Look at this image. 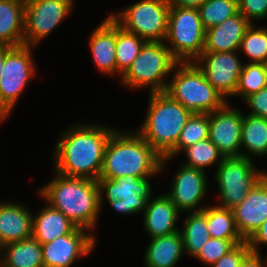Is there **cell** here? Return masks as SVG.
Listing matches in <instances>:
<instances>
[{
  "instance_id": "ffe728a7",
  "label": "cell",
  "mask_w": 267,
  "mask_h": 267,
  "mask_svg": "<svg viewBox=\"0 0 267 267\" xmlns=\"http://www.w3.org/2000/svg\"><path fill=\"white\" fill-rule=\"evenodd\" d=\"M148 200L144 210L143 224L150 238L161 237L180 231L176 227L180 211L166 195L154 197Z\"/></svg>"
},
{
  "instance_id": "9c48e42d",
  "label": "cell",
  "mask_w": 267,
  "mask_h": 267,
  "mask_svg": "<svg viewBox=\"0 0 267 267\" xmlns=\"http://www.w3.org/2000/svg\"><path fill=\"white\" fill-rule=\"evenodd\" d=\"M33 46L5 45V62L0 72V111L8 117L35 74Z\"/></svg>"
},
{
  "instance_id": "52a82bcc",
  "label": "cell",
  "mask_w": 267,
  "mask_h": 267,
  "mask_svg": "<svg viewBox=\"0 0 267 267\" xmlns=\"http://www.w3.org/2000/svg\"><path fill=\"white\" fill-rule=\"evenodd\" d=\"M205 35L198 9L171 6L164 42L178 62H195L204 51Z\"/></svg>"
},
{
  "instance_id": "f1b7e54d",
  "label": "cell",
  "mask_w": 267,
  "mask_h": 267,
  "mask_svg": "<svg viewBox=\"0 0 267 267\" xmlns=\"http://www.w3.org/2000/svg\"><path fill=\"white\" fill-rule=\"evenodd\" d=\"M207 229L211 238L245 240L239 233L232 209L220 206L207 207Z\"/></svg>"
},
{
  "instance_id": "7bdbcfd3",
  "label": "cell",
  "mask_w": 267,
  "mask_h": 267,
  "mask_svg": "<svg viewBox=\"0 0 267 267\" xmlns=\"http://www.w3.org/2000/svg\"><path fill=\"white\" fill-rule=\"evenodd\" d=\"M7 118L1 111H0V122L4 121Z\"/></svg>"
},
{
  "instance_id": "b9f144b4",
  "label": "cell",
  "mask_w": 267,
  "mask_h": 267,
  "mask_svg": "<svg viewBox=\"0 0 267 267\" xmlns=\"http://www.w3.org/2000/svg\"><path fill=\"white\" fill-rule=\"evenodd\" d=\"M4 62H5V45H0V72L3 69Z\"/></svg>"
},
{
  "instance_id": "f35d334b",
  "label": "cell",
  "mask_w": 267,
  "mask_h": 267,
  "mask_svg": "<svg viewBox=\"0 0 267 267\" xmlns=\"http://www.w3.org/2000/svg\"><path fill=\"white\" fill-rule=\"evenodd\" d=\"M251 252L260 253L259 247L261 245H267V219L263 224L253 233V235L247 240Z\"/></svg>"
},
{
  "instance_id": "4fadbf2b",
  "label": "cell",
  "mask_w": 267,
  "mask_h": 267,
  "mask_svg": "<svg viewBox=\"0 0 267 267\" xmlns=\"http://www.w3.org/2000/svg\"><path fill=\"white\" fill-rule=\"evenodd\" d=\"M234 52H203L195 61L203 71L206 80L224 98L233 96L236 91L238 77L243 68L237 55Z\"/></svg>"
},
{
  "instance_id": "7a4b0ae2",
  "label": "cell",
  "mask_w": 267,
  "mask_h": 267,
  "mask_svg": "<svg viewBox=\"0 0 267 267\" xmlns=\"http://www.w3.org/2000/svg\"><path fill=\"white\" fill-rule=\"evenodd\" d=\"M55 175L40 189L41 198L64 213L77 227L93 229L102 209L97 180L70 177L57 172Z\"/></svg>"
},
{
  "instance_id": "74e56055",
  "label": "cell",
  "mask_w": 267,
  "mask_h": 267,
  "mask_svg": "<svg viewBox=\"0 0 267 267\" xmlns=\"http://www.w3.org/2000/svg\"><path fill=\"white\" fill-rule=\"evenodd\" d=\"M251 109L249 114L267 119V87L244 99Z\"/></svg>"
},
{
  "instance_id": "ac0fdd59",
  "label": "cell",
  "mask_w": 267,
  "mask_h": 267,
  "mask_svg": "<svg viewBox=\"0 0 267 267\" xmlns=\"http://www.w3.org/2000/svg\"><path fill=\"white\" fill-rule=\"evenodd\" d=\"M89 44L98 70L108 75L116 74V21L110 15L93 30Z\"/></svg>"
},
{
  "instance_id": "30bf717a",
  "label": "cell",
  "mask_w": 267,
  "mask_h": 267,
  "mask_svg": "<svg viewBox=\"0 0 267 267\" xmlns=\"http://www.w3.org/2000/svg\"><path fill=\"white\" fill-rule=\"evenodd\" d=\"M266 174L255 168L252 158L225 157L215 174L219 187L218 206L232 209Z\"/></svg>"
},
{
  "instance_id": "f546056e",
  "label": "cell",
  "mask_w": 267,
  "mask_h": 267,
  "mask_svg": "<svg viewBox=\"0 0 267 267\" xmlns=\"http://www.w3.org/2000/svg\"><path fill=\"white\" fill-rule=\"evenodd\" d=\"M146 41L126 31L116 22V61L117 73L121 76L138 56L140 49Z\"/></svg>"
},
{
  "instance_id": "9a60e30c",
  "label": "cell",
  "mask_w": 267,
  "mask_h": 267,
  "mask_svg": "<svg viewBox=\"0 0 267 267\" xmlns=\"http://www.w3.org/2000/svg\"><path fill=\"white\" fill-rule=\"evenodd\" d=\"M87 231L77 227L71 234L41 244L44 267H71L78 257L90 255L96 239Z\"/></svg>"
},
{
  "instance_id": "277c9868",
  "label": "cell",
  "mask_w": 267,
  "mask_h": 267,
  "mask_svg": "<svg viewBox=\"0 0 267 267\" xmlns=\"http://www.w3.org/2000/svg\"><path fill=\"white\" fill-rule=\"evenodd\" d=\"M192 114L167 93L152 92L147 116L138 133L165 158L177 145L180 133Z\"/></svg>"
},
{
  "instance_id": "cb8c5ba5",
  "label": "cell",
  "mask_w": 267,
  "mask_h": 267,
  "mask_svg": "<svg viewBox=\"0 0 267 267\" xmlns=\"http://www.w3.org/2000/svg\"><path fill=\"white\" fill-rule=\"evenodd\" d=\"M150 239L144 254L145 267H176L184 253L181 232Z\"/></svg>"
},
{
  "instance_id": "8992f818",
  "label": "cell",
  "mask_w": 267,
  "mask_h": 267,
  "mask_svg": "<svg viewBox=\"0 0 267 267\" xmlns=\"http://www.w3.org/2000/svg\"><path fill=\"white\" fill-rule=\"evenodd\" d=\"M177 63L164 41H146L120 78L123 85L135 90L149 87L150 93L165 92L166 76Z\"/></svg>"
},
{
  "instance_id": "e575fe53",
  "label": "cell",
  "mask_w": 267,
  "mask_h": 267,
  "mask_svg": "<svg viewBox=\"0 0 267 267\" xmlns=\"http://www.w3.org/2000/svg\"><path fill=\"white\" fill-rule=\"evenodd\" d=\"M245 241L246 240H223L218 238H209L194 257L195 259L203 262V264L205 263L207 265H211L217 262L235 245Z\"/></svg>"
},
{
  "instance_id": "3957f363",
  "label": "cell",
  "mask_w": 267,
  "mask_h": 267,
  "mask_svg": "<svg viewBox=\"0 0 267 267\" xmlns=\"http://www.w3.org/2000/svg\"><path fill=\"white\" fill-rule=\"evenodd\" d=\"M162 157L137 132L115 130L109 138L99 179L123 178L127 175L150 178L161 172Z\"/></svg>"
},
{
  "instance_id": "f6af8a7d",
  "label": "cell",
  "mask_w": 267,
  "mask_h": 267,
  "mask_svg": "<svg viewBox=\"0 0 267 267\" xmlns=\"http://www.w3.org/2000/svg\"><path fill=\"white\" fill-rule=\"evenodd\" d=\"M266 262H265V267H267V256H266V260H265Z\"/></svg>"
},
{
  "instance_id": "44dd1931",
  "label": "cell",
  "mask_w": 267,
  "mask_h": 267,
  "mask_svg": "<svg viewBox=\"0 0 267 267\" xmlns=\"http://www.w3.org/2000/svg\"><path fill=\"white\" fill-rule=\"evenodd\" d=\"M33 213L21 203L0 202V241L2 245L32 237Z\"/></svg>"
},
{
  "instance_id": "60d3db41",
  "label": "cell",
  "mask_w": 267,
  "mask_h": 267,
  "mask_svg": "<svg viewBox=\"0 0 267 267\" xmlns=\"http://www.w3.org/2000/svg\"><path fill=\"white\" fill-rule=\"evenodd\" d=\"M207 0H169L171 6H178L184 8H195L198 9Z\"/></svg>"
},
{
  "instance_id": "6da1fadb",
  "label": "cell",
  "mask_w": 267,
  "mask_h": 267,
  "mask_svg": "<svg viewBox=\"0 0 267 267\" xmlns=\"http://www.w3.org/2000/svg\"><path fill=\"white\" fill-rule=\"evenodd\" d=\"M114 128L76 124L63 132L56 143L55 172L92 180L100 178L104 151Z\"/></svg>"
},
{
  "instance_id": "d6986e66",
  "label": "cell",
  "mask_w": 267,
  "mask_h": 267,
  "mask_svg": "<svg viewBox=\"0 0 267 267\" xmlns=\"http://www.w3.org/2000/svg\"><path fill=\"white\" fill-rule=\"evenodd\" d=\"M251 23L241 14L226 19L206 30L203 52L239 51L241 41Z\"/></svg>"
},
{
  "instance_id": "d590c367",
  "label": "cell",
  "mask_w": 267,
  "mask_h": 267,
  "mask_svg": "<svg viewBox=\"0 0 267 267\" xmlns=\"http://www.w3.org/2000/svg\"><path fill=\"white\" fill-rule=\"evenodd\" d=\"M239 13L251 24L267 17V0H238Z\"/></svg>"
},
{
  "instance_id": "5bb4252c",
  "label": "cell",
  "mask_w": 267,
  "mask_h": 267,
  "mask_svg": "<svg viewBox=\"0 0 267 267\" xmlns=\"http://www.w3.org/2000/svg\"><path fill=\"white\" fill-rule=\"evenodd\" d=\"M243 114L227 102L209 113V139L224 157L241 156V127Z\"/></svg>"
},
{
  "instance_id": "484cf974",
  "label": "cell",
  "mask_w": 267,
  "mask_h": 267,
  "mask_svg": "<svg viewBox=\"0 0 267 267\" xmlns=\"http://www.w3.org/2000/svg\"><path fill=\"white\" fill-rule=\"evenodd\" d=\"M241 157H263L267 155V119L251 114L243 115L241 127ZM247 152V153H246ZM250 156H249V154Z\"/></svg>"
},
{
  "instance_id": "e0dca14e",
  "label": "cell",
  "mask_w": 267,
  "mask_h": 267,
  "mask_svg": "<svg viewBox=\"0 0 267 267\" xmlns=\"http://www.w3.org/2000/svg\"><path fill=\"white\" fill-rule=\"evenodd\" d=\"M236 226L247 241L267 219V174L232 208Z\"/></svg>"
},
{
  "instance_id": "5b68a950",
  "label": "cell",
  "mask_w": 267,
  "mask_h": 267,
  "mask_svg": "<svg viewBox=\"0 0 267 267\" xmlns=\"http://www.w3.org/2000/svg\"><path fill=\"white\" fill-rule=\"evenodd\" d=\"M173 70L165 93L192 113L209 114L227 103L195 62H178Z\"/></svg>"
},
{
  "instance_id": "83f0119b",
  "label": "cell",
  "mask_w": 267,
  "mask_h": 267,
  "mask_svg": "<svg viewBox=\"0 0 267 267\" xmlns=\"http://www.w3.org/2000/svg\"><path fill=\"white\" fill-rule=\"evenodd\" d=\"M209 137V114L193 113L185 123L177 145L161 161V171L165 168L167 162L174 158L185 148L196 144L198 141Z\"/></svg>"
},
{
  "instance_id": "4dcf8cb0",
  "label": "cell",
  "mask_w": 267,
  "mask_h": 267,
  "mask_svg": "<svg viewBox=\"0 0 267 267\" xmlns=\"http://www.w3.org/2000/svg\"><path fill=\"white\" fill-rule=\"evenodd\" d=\"M267 87V67L264 63H243V68L238 77L236 91L233 96L242 100L253 93Z\"/></svg>"
},
{
  "instance_id": "603a6c76",
  "label": "cell",
  "mask_w": 267,
  "mask_h": 267,
  "mask_svg": "<svg viewBox=\"0 0 267 267\" xmlns=\"http://www.w3.org/2000/svg\"><path fill=\"white\" fill-rule=\"evenodd\" d=\"M25 0H0V45H24Z\"/></svg>"
},
{
  "instance_id": "ab89813d",
  "label": "cell",
  "mask_w": 267,
  "mask_h": 267,
  "mask_svg": "<svg viewBox=\"0 0 267 267\" xmlns=\"http://www.w3.org/2000/svg\"><path fill=\"white\" fill-rule=\"evenodd\" d=\"M260 253L250 252L241 262L240 267H264L265 261Z\"/></svg>"
},
{
  "instance_id": "4316f807",
  "label": "cell",
  "mask_w": 267,
  "mask_h": 267,
  "mask_svg": "<svg viewBox=\"0 0 267 267\" xmlns=\"http://www.w3.org/2000/svg\"><path fill=\"white\" fill-rule=\"evenodd\" d=\"M183 228L180 232L183 237L184 252L194 257L204 246L209 238L210 233L207 229V207L199 212H188L185 217Z\"/></svg>"
},
{
  "instance_id": "d6a6232c",
  "label": "cell",
  "mask_w": 267,
  "mask_h": 267,
  "mask_svg": "<svg viewBox=\"0 0 267 267\" xmlns=\"http://www.w3.org/2000/svg\"><path fill=\"white\" fill-rule=\"evenodd\" d=\"M198 10L207 30L239 13L238 0H207Z\"/></svg>"
},
{
  "instance_id": "d4e9b609",
  "label": "cell",
  "mask_w": 267,
  "mask_h": 267,
  "mask_svg": "<svg viewBox=\"0 0 267 267\" xmlns=\"http://www.w3.org/2000/svg\"><path fill=\"white\" fill-rule=\"evenodd\" d=\"M3 249L0 267H44L42 245L33 237L6 244Z\"/></svg>"
},
{
  "instance_id": "8d00e7d4",
  "label": "cell",
  "mask_w": 267,
  "mask_h": 267,
  "mask_svg": "<svg viewBox=\"0 0 267 267\" xmlns=\"http://www.w3.org/2000/svg\"><path fill=\"white\" fill-rule=\"evenodd\" d=\"M251 252L247 241L235 245L229 252L222 256L212 267H240L243 259Z\"/></svg>"
},
{
  "instance_id": "836d02e7",
  "label": "cell",
  "mask_w": 267,
  "mask_h": 267,
  "mask_svg": "<svg viewBox=\"0 0 267 267\" xmlns=\"http://www.w3.org/2000/svg\"><path fill=\"white\" fill-rule=\"evenodd\" d=\"M239 50L245 53L250 62L266 63L267 61V28H256L251 24L241 41Z\"/></svg>"
},
{
  "instance_id": "2e32d148",
  "label": "cell",
  "mask_w": 267,
  "mask_h": 267,
  "mask_svg": "<svg viewBox=\"0 0 267 267\" xmlns=\"http://www.w3.org/2000/svg\"><path fill=\"white\" fill-rule=\"evenodd\" d=\"M206 175L205 171L185 165L176 172L170 193L166 195L181 213L199 212L205 208L199 206L208 189Z\"/></svg>"
},
{
  "instance_id": "1f68e13d",
  "label": "cell",
  "mask_w": 267,
  "mask_h": 267,
  "mask_svg": "<svg viewBox=\"0 0 267 267\" xmlns=\"http://www.w3.org/2000/svg\"><path fill=\"white\" fill-rule=\"evenodd\" d=\"M182 152H185L188 157L187 162L185 161L182 165L202 171L214 164L219 166L225 158L209 138L198 141Z\"/></svg>"
},
{
  "instance_id": "7402d4cb",
  "label": "cell",
  "mask_w": 267,
  "mask_h": 267,
  "mask_svg": "<svg viewBox=\"0 0 267 267\" xmlns=\"http://www.w3.org/2000/svg\"><path fill=\"white\" fill-rule=\"evenodd\" d=\"M76 228L77 226L64 213L48 203L38 215L33 214L32 237L41 244L71 234Z\"/></svg>"
},
{
  "instance_id": "7c38bea8",
  "label": "cell",
  "mask_w": 267,
  "mask_h": 267,
  "mask_svg": "<svg viewBox=\"0 0 267 267\" xmlns=\"http://www.w3.org/2000/svg\"><path fill=\"white\" fill-rule=\"evenodd\" d=\"M74 0H25L24 45L37 46L71 14Z\"/></svg>"
},
{
  "instance_id": "ee69618b",
  "label": "cell",
  "mask_w": 267,
  "mask_h": 267,
  "mask_svg": "<svg viewBox=\"0 0 267 267\" xmlns=\"http://www.w3.org/2000/svg\"><path fill=\"white\" fill-rule=\"evenodd\" d=\"M2 250H3V245H2V243H1V241H0V256H1V252H2Z\"/></svg>"
},
{
  "instance_id": "8fae6325",
  "label": "cell",
  "mask_w": 267,
  "mask_h": 267,
  "mask_svg": "<svg viewBox=\"0 0 267 267\" xmlns=\"http://www.w3.org/2000/svg\"><path fill=\"white\" fill-rule=\"evenodd\" d=\"M100 193V208L104 194L116 212L132 215L142 212L147 207V202L152 197V187L148 178H137L127 175L116 179H98Z\"/></svg>"
},
{
  "instance_id": "ba28073f",
  "label": "cell",
  "mask_w": 267,
  "mask_h": 267,
  "mask_svg": "<svg viewBox=\"0 0 267 267\" xmlns=\"http://www.w3.org/2000/svg\"><path fill=\"white\" fill-rule=\"evenodd\" d=\"M170 8L169 0H140L110 16L126 31L145 41H164Z\"/></svg>"
}]
</instances>
